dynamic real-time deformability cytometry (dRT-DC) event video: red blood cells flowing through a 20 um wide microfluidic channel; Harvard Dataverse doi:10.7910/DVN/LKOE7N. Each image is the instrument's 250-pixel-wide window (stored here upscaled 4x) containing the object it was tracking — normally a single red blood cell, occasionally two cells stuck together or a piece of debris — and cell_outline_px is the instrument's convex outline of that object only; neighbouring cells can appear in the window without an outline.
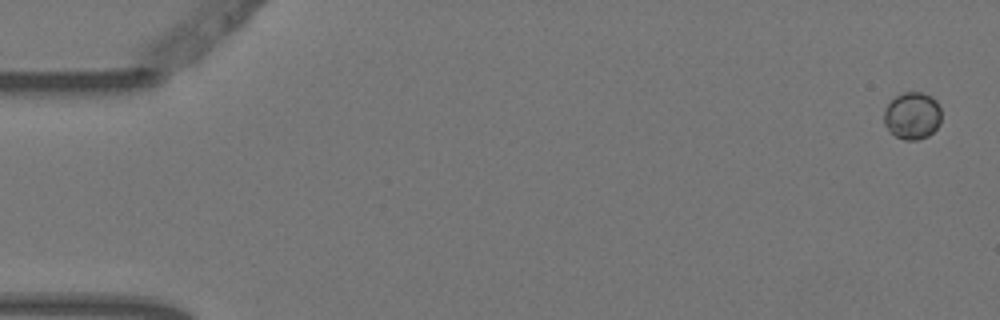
{"species": "Egyptian fruit bat (a non-hibernating species)", "species_latin": "Rousettus aegyptiacus", "temperature_condition": "warm", "stored_images_in_passage": 5, "camera_frame_rate_fps": 3000, "um_per_image_px": 0.085, "animal": {"sex": "female"}, "frame": {"image": 1, "passage_image": 1, "time_ms": 0.0, "image_size_px": [1000, 320], "cell_outline_px": [[940, 124], [928, 136], [916, 140], [904, 140], [896, 136], [884, 124], [884, 108], [896, 96], [904, 92], [920, 92], [932, 96], [936, 100], [940, 108]], "centroid_in_image_um": [77.55, 9.83], "position_along_channel_um": 7.5, "area_um2": 15.72}}
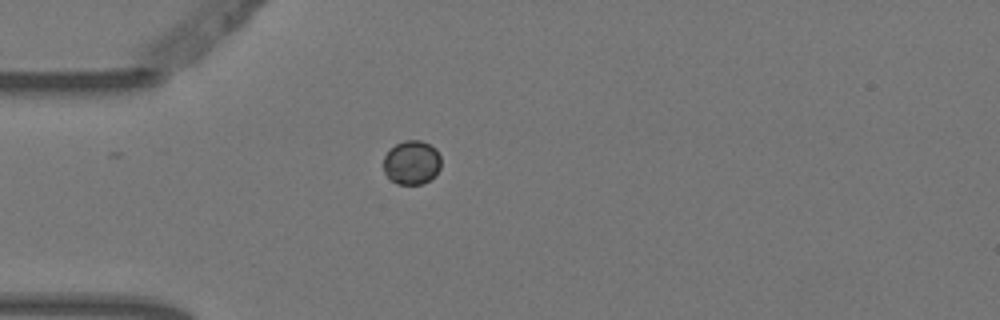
{"frame": {"image": 2, "passage_image": 5, "time_ms": 1.333, "image_size_px": [1000, 320], "cell_outline_px": [[440, 168], [428, 180], [420, 184], [396, 184], [384, 172], [384, 156], [396, 144], [404, 140], [420, 140], [436, 148], [440, 156]], "centroid_in_image_um": [34.99, 13.8], "position_along_channel_um": 50.0, "area_um2": 14.51}}